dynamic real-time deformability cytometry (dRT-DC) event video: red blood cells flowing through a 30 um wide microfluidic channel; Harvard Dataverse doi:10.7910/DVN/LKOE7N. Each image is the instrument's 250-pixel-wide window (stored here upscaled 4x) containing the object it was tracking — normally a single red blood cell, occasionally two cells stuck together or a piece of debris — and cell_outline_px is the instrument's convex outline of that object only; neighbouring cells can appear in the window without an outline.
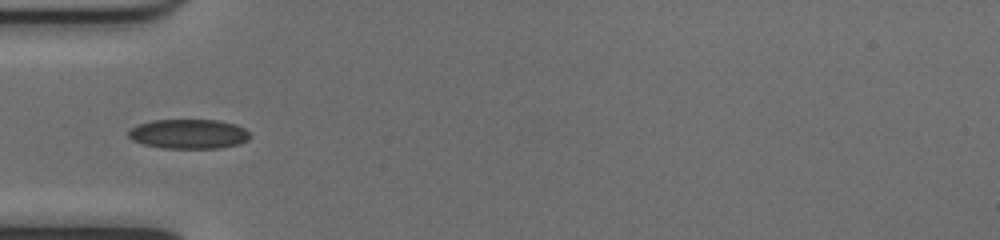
{"species": "common noctule bat (a hibernating species)", "species_latin": "Nyctalus noctula", "temperature_condition": "cold", "stored_images_in_passage": 51, "camera_frame_rate_fps": 3000, "um_per_image_px": 0.085, "animal": {"sex": "female", "body_mass_g": 17.0, "forearm_length_mm": 48.0}, "frame": {"image": 1, "passage_image": 17, "time_ms": 5.333, "image_size_px": [1000, 240], "cell_outline_px": [[248, 140], [240, 144], [220, 148], [160, 148], [144, 144], [132, 140], [128, 136], [128, 132], [136, 124], [152, 120], [220, 120], [236, 124], [244, 128], [248, 132]], "centroid_in_image_um": [16.03, 11.38], "position_along_channel_um": 69.0, "area_um2": 21.04}}
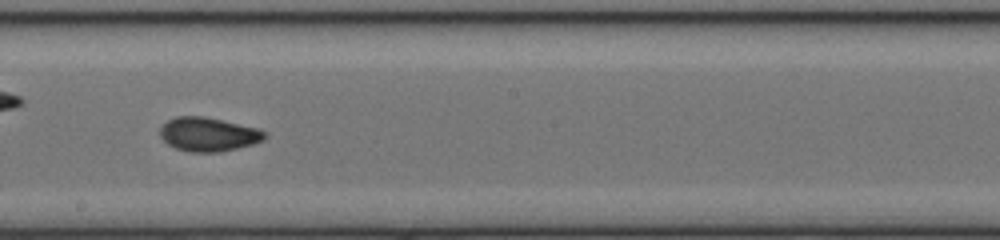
{"frame": {"image": 2, "passage_image": 29, "time_ms": 9.333, "image_size_px": [1000, 240], "cell_outline_px": [[268, 136], [264, 140], [252, 144], [220, 152], [188, 152], [176, 148], [168, 144], [160, 136], [160, 128], [168, 120], [176, 116], [204, 116], [256, 128], [264, 132]], "centroid_in_image_um": [17.69, 11.42], "position_along_channel_um": 230.5, "area_um2": 20.52}}
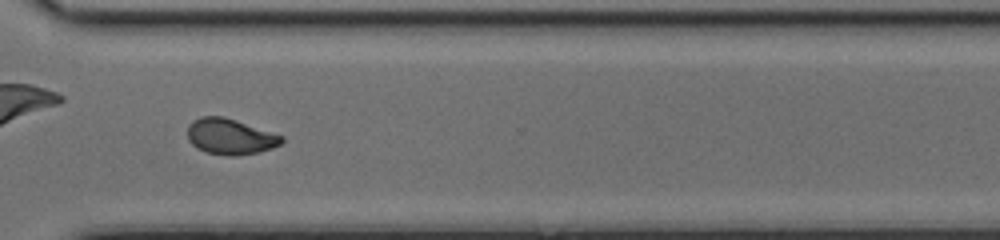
{"frame": {"image": 3, "passage_image": 38, "time_ms": 12.333, "image_size_px": [1000, 240], "cell_outline_px": [[284, 140], [280, 144], [272, 148], [256, 152], [236, 156], [228, 156], [204, 152], [196, 148], [188, 140], [188, 124], [192, 120], [200, 116], [224, 116], [284, 136]], "centroid_in_image_um": [19.53, 11.6], "position_along_channel_um": 351.1, "area_um2": 19.77}, "authors_computed_cell_mechanics": {"area_um2": 19.8832, "velocity_mm_per_s": 4.0239, "shape_relaxation_time_tau1_ms": 5.2996, "shape_relaxation_time_tau2_ms": 1.4619, "deformation_change_tau1": 0.1601, "deformation_change_tau2": 0.0562}}